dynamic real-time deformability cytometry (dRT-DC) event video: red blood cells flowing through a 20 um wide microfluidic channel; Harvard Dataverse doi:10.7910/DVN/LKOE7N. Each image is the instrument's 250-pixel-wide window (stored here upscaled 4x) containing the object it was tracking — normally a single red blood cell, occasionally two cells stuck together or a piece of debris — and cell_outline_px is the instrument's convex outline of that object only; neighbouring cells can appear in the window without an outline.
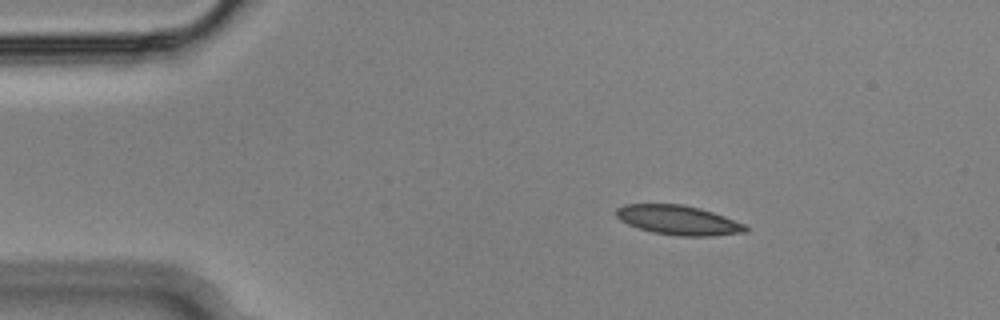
{"species": "Egyptian fruit bat (a non-hibernating species)", "species_latin": "Rousettus aegyptiacus", "temperature_condition": "cold", "stored_images_in_passage": 47, "camera_frame_rate_fps": 3000, "um_per_image_px": 0.085, "animal": {"sex": "male"}, "frame": {"image": 1, "passage_image": 1, "time_ms": 0.0, "image_size_px": [1000, 320], "cell_outline_px": [[748, 232], [712, 236], [676, 236], [652, 232], [628, 224], [620, 220], [616, 216], [616, 208], [624, 204], [680, 204], [700, 208], [724, 216], [744, 224], [748, 228]], "centroid_in_image_um": [57.66, 18.71], "position_along_channel_um": 27.3, "area_um2": 22.2}}
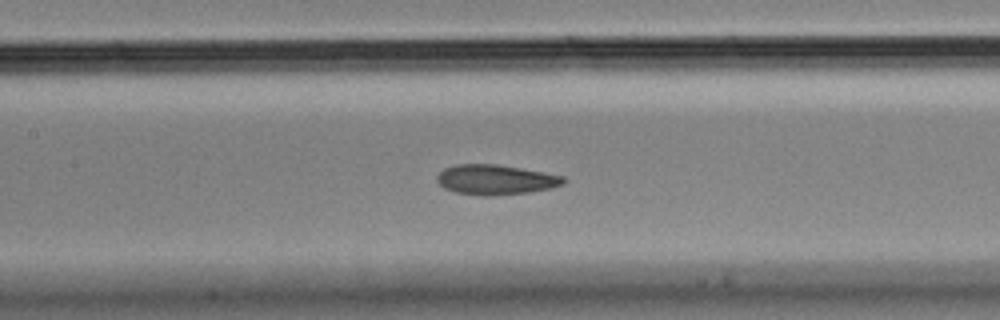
{"frame": {"image": 2, "passage_image": 17, "time_ms": 5.333, "image_size_px": [1000, 320], "cell_outline_px": [[568, 180], [564, 184], [552, 188], [528, 192], [492, 196], [480, 196], [456, 192], [444, 188], [436, 180], [436, 176], [444, 168], [456, 164], [500, 164], [544, 172], [564, 176]], "centroid_in_image_um": [42.15, 15.27], "position_along_channel_um": 165.3, "area_um2": 22.37}}
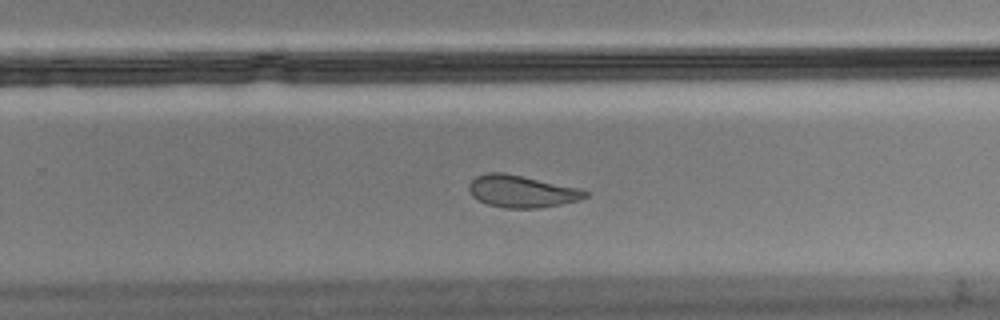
{"frame": {"image": 3, "passage_image": 27, "time_ms": 8.667, "image_size_px": [1000, 320], "cell_outline_px": [[588, 196], [580, 200], [540, 208], [504, 208], [488, 204], [472, 196], [468, 188], [468, 184], [476, 176], [488, 172], [504, 172], [580, 188], [588, 192]], "centroid_in_image_um": [44.34, 16.26], "position_along_channel_um": 285.5, "area_um2": 21.79}, "authors_computed_cell_mechanics": {"area_um2": 22.4264, "velocity_mm_per_s": 3.6238, "shape_relaxation_time_tau1_ms": 9.4326, "shape_relaxation_time_tau2_ms": 3.5207, "deformation_change_tau1": 0.1675, "deformation_change_tau2": 0.0779}}